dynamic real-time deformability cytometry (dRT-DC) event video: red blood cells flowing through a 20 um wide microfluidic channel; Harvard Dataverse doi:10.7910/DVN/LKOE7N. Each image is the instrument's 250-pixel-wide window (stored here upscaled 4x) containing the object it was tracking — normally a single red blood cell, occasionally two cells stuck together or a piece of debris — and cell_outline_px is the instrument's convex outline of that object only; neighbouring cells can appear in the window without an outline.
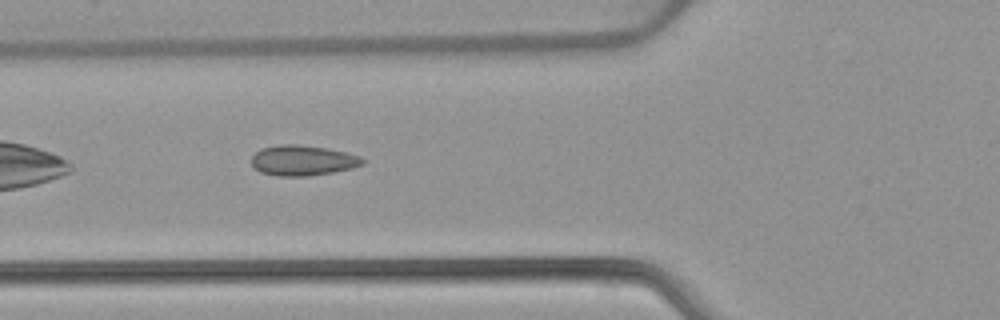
{"species": "common noctule bat (a hibernating species)", "species_latin": "Nyctalus noctula", "temperature_condition": "warm", "stored_images_in_passage": 38, "camera_frame_rate_fps": 3000, "um_per_image_px": 0.085, "animal": {"sex": "female", "body_mass_g": 22.7, "forearm_length_mm": 54.2}, "frame": {"image": 1, "passage_image": 5, "time_ms": 1.333, "image_size_px": [1000, 320], "cell_outline_px": [[368, 160], [364, 164], [352, 168], [332, 172], [308, 176], [276, 176], [260, 172], [252, 168], [252, 156], [260, 148], [280, 144], [296, 144], [328, 148], [360, 156]], "centroid_in_image_um": [25.72, 13.63], "position_along_channel_um": 100.1, "area_um2": 19.88}}
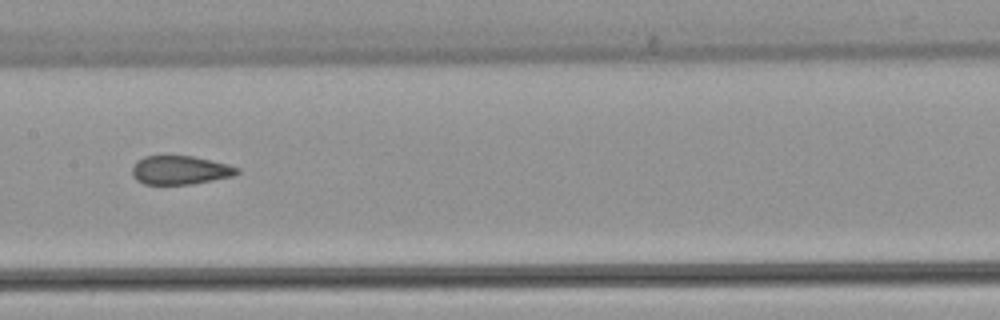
{"frame": {"image": 2, "passage_image": 12, "time_ms": 3.667, "image_size_px": [1000, 320], "cell_outline_px": [[240, 172], [232, 176], [192, 184], [144, 184], [136, 180], [132, 176], [132, 164], [136, 160], [144, 156], [192, 156], [228, 164], [240, 168]], "centroid_in_image_um": [15.28, 14.46], "position_along_channel_um": 192.1, "area_um2": 17.63}}
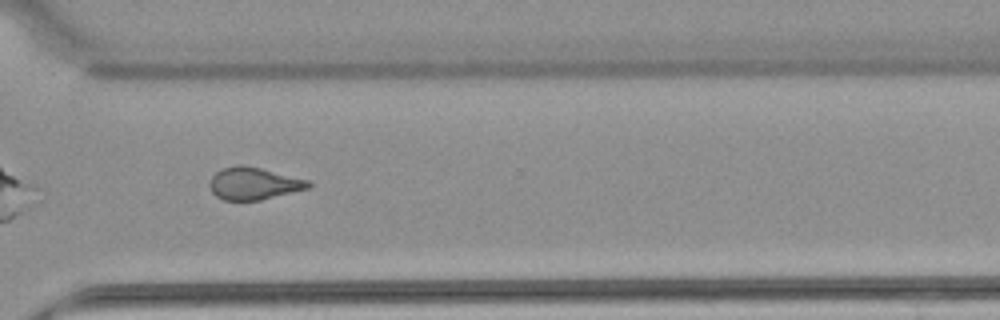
{"frame": {"image": 3, "passage_image": 24, "time_ms": 7.667, "image_size_px": [1000, 320], "cell_outline_px": [[312, 188], [260, 200], [224, 200], [216, 196], [212, 192], [208, 184], [212, 176], [220, 168], [236, 164], [244, 164], [308, 180], [312, 184]], "centroid_in_image_um": [21.55, 15.59], "position_along_channel_um": 349.0, "area_um2": 18.79}, "authors_computed_cell_mechanics": {"area_um2": 19.0451, "velocity_mm_per_s": 3.9305, "shape_relaxation_time_tau1_ms": null, "shape_relaxation_time_tau2_ms": 1.0505, "deformation_change_tau1": null, "deformation_change_tau2": 0.0813}}